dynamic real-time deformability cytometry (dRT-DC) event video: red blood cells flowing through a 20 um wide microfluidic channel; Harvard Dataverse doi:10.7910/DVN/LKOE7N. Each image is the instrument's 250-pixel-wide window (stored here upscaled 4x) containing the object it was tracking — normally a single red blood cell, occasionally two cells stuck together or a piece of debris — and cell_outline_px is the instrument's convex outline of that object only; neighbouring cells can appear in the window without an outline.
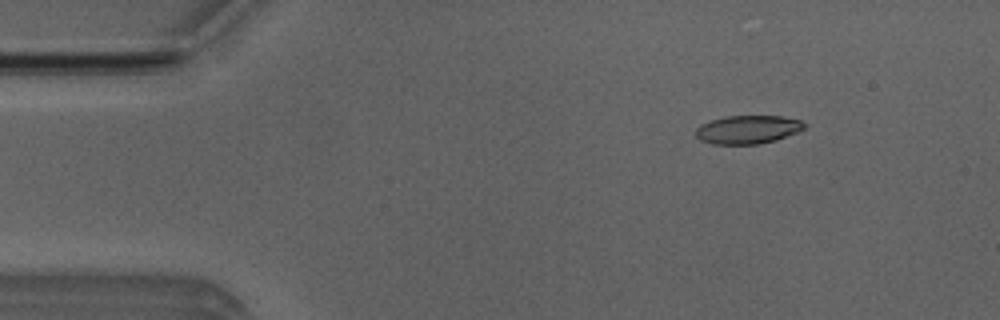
{"species": "Egyptian fruit bat (a non-hibernating species)", "species_latin": "Rousettus aegyptiacus", "temperature_condition": "room temperature", "stored_images_in_passage": 51, "camera_frame_rate_fps": 3000, "um_per_image_px": 0.085, "animal": {"sex": "male"}, "frame": {"image": 1, "passage_image": 7, "time_ms": 2.0, "image_size_px": [1000, 320], "cell_outline_px": [[808, 124], [800, 132], [776, 140], [760, 144], [712, 144], [700, 140], [696, 136], [696, 128], [700, 124], [724, 116], [780, 116], [800, 120]], "centroid_in_image_um": [63.58, 11.01], "position_along_channel_um": 21.4, "area_um2": 18.15}}
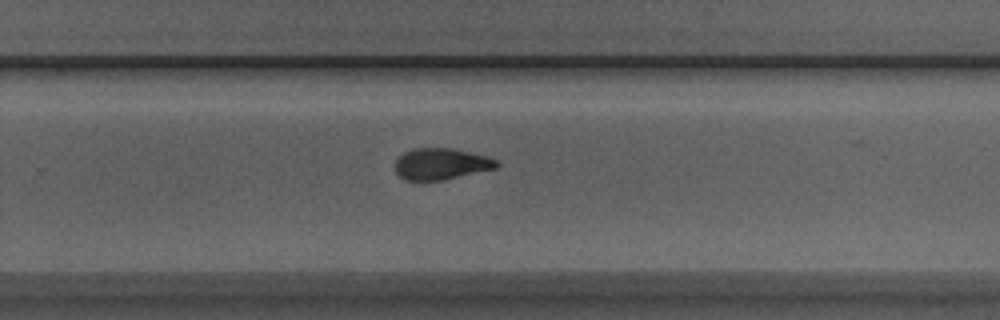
{"frame": {"image": 2, "passage_image": 33, "time_ms": 10.667, "image_size_px": [1000, 320], "cell_outline_px": [[500, 164], [496, 168], [444, 180], [404, 180], [396, 172], [396, 160], [404, 152], [416, 148], [452, 148], [484, 156], [496, 160]], "centroid_in_image_um": [37.48, 13.94], "position_along_channel_um": 292.3, "area_um2": 18.32}}
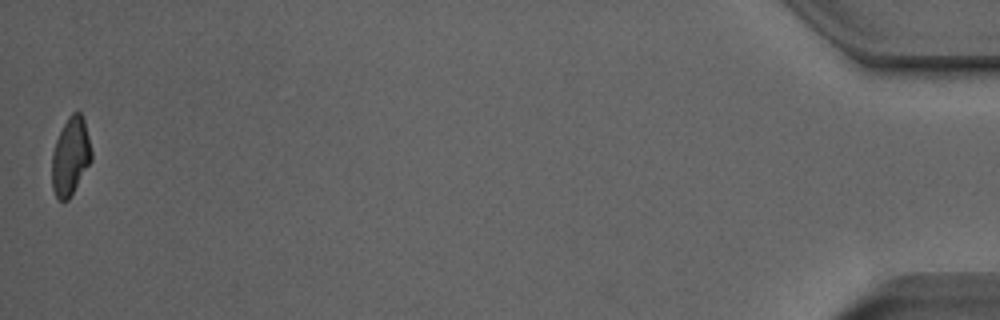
{"frame": {"image": 3, "passage_image": 51, "time_ms": 16.667, "image_size_px": [1000, 320], "cell_outline_px": [[92, 160], [68, 200], [60, 200], [56, 196], [52, 188], [52, 152], [56, 140], [68, 116], [72, 112], [80, 112], [84, 120], [92, 152]], "centroid_in_image_um": [5.99, 13.29], "position_along_channel_um": 429.2, "area_um2": 17.74}, "authors_computed_cell_mechanics": {"area_um2": 18.9584, "velocity_mm_per_s": 4.0006, "shape_relaxation_time_tau1_ms": 4.6243, "shape_relaxation_time_tau2_ms": 1.7828, "deformation_change_tau1": 0.1916, "deformation_change_tau2": 0.083}}